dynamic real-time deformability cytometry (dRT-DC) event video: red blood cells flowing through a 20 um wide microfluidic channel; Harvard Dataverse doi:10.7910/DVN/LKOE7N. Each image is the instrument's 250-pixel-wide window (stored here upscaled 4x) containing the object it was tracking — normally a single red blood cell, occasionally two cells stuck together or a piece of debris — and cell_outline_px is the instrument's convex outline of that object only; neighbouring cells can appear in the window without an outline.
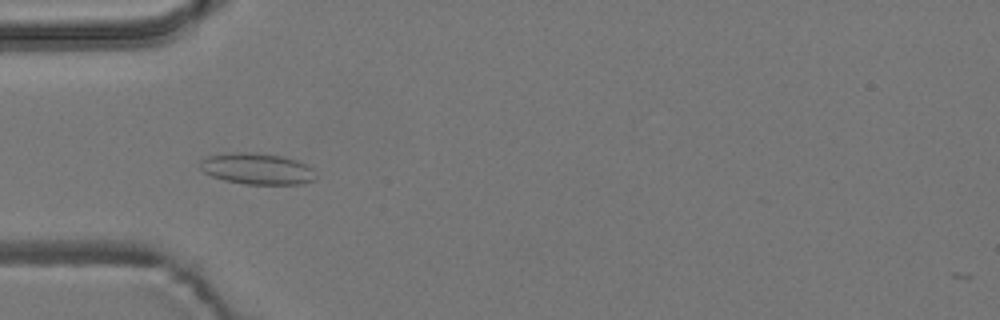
{"species": "common noctule bat (a hibernating species)", "species_latin": "Nyctalus noctula", "temperature_condition": "room temperature", "stored_images_in_passage": 55, "camera_frame_rate_fps": 3000, "um_per_image_px": 0.085, "animal": {"sex": "male", "body_mass_g": 19.2, "forearm_length_mm": 51.8}, "frame": {"image": 1, "passage_image": 17, "time_ms": 5.333, "image_size_px": [1000, 320], "cell_outline_px": [[316, 180], [300, 184], [244, 184], [224, 180], [212, 176], [204, 172], [200, 168], [200, 160], [208, 156], [240, 152], [248, 152], [280, 156], [296, 160], [308, 164], [312, 168], [316, 176]], "centroid_in_image_um": [21.88, 14.36], "position_along_channel_um": 63.1, "area_um2": 20.98}}
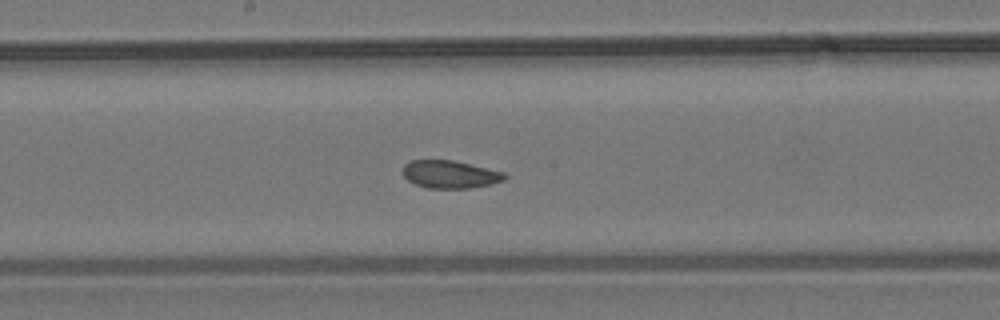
{"frame": {"image": 2, "passage_image": 29, "time_ms": 9.333, "image_size_px": [1000, 320], "cell_outline_px": [[508, 176], [504, 180], [492, 184], [472, 188], [428, 188], [416, 184], [408, 180], [404, 176], [404, 164], [412, 160], [452, 160], [504, 172]], "centroid_in_image_um": [38.28, 14.82], "position_along_channel_um": 209.9, "area_um2": 16.36}}
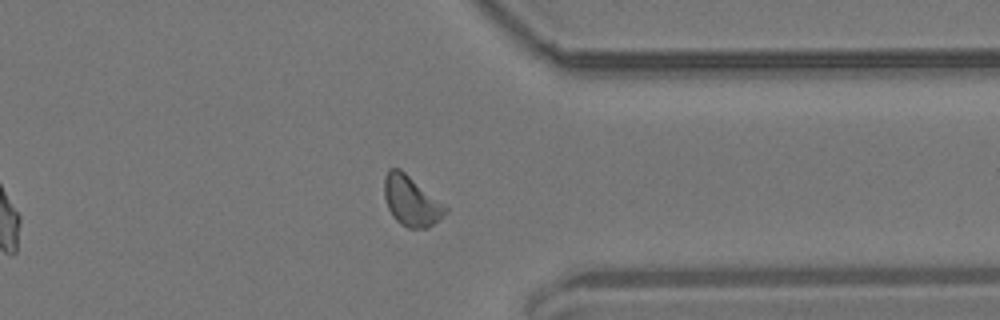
{"frame": {"image": 3, "passage_image": 43, "time_ms": 14.0, "image_size_px": [1000, 320], "cell_outline_px": [[448, 212], [440, 220], [428, 228], [408, 228], [400, 224], [392, 216], [388, 208], [384, 196], [384, 176], [388, 168], [400, 168], [444, 204], [448, 208]], "centroid_in_image_um": [34.95, 17.09], "position_along_channel_um": 376.4, "area_um2": 17.98}, "authors_computed_cell_mechanics": {"area_um2": 17.2822, "velocity_mm_per_s": 3.6867, "shape_relaxation_time_tau1_ms": null, "shape_relaxation_time_tau2_ms": 5.2552, "deformation_change_tau1": null, "deformation_change_tau2": 0.1131}}